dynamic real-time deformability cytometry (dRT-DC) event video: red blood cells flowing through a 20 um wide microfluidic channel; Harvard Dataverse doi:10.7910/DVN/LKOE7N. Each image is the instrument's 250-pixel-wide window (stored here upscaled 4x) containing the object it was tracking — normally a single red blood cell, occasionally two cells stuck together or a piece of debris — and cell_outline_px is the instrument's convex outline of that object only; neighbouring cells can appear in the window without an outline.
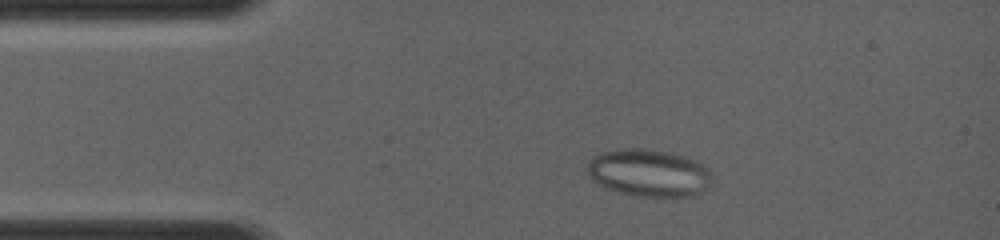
{"species": "common noctule bat (a hibernating species)", "species_latin": "Nyctalus noctula", "temperature_condition": "room temperature", "stored_images_in_passage": 5, "camera_frame_rate_fps": 4000, "um_per_image_px": 0.085, "animal": {"sex": "female", "body_mass_g": 19.0, "forearm_length_mm": 56.7}, "frame": {"image": 1, "passage_image": 3, "time_ms": 1.75, "image_size_px": [1000, 240], "cell_outline_px": [[712, 176], [708, 184], [700, 192], [692, 196], [636, 196], [604, 188], [588, 176], [588, 164], [600, 152], [620, 148], [644, 148], [672, 152], [684, 156], [708, 168], [712, 172]], "centroid_in_image_um": [55.13, 14.68], "position_along_channel_um": 29.9, "area_um2": 34.28}}